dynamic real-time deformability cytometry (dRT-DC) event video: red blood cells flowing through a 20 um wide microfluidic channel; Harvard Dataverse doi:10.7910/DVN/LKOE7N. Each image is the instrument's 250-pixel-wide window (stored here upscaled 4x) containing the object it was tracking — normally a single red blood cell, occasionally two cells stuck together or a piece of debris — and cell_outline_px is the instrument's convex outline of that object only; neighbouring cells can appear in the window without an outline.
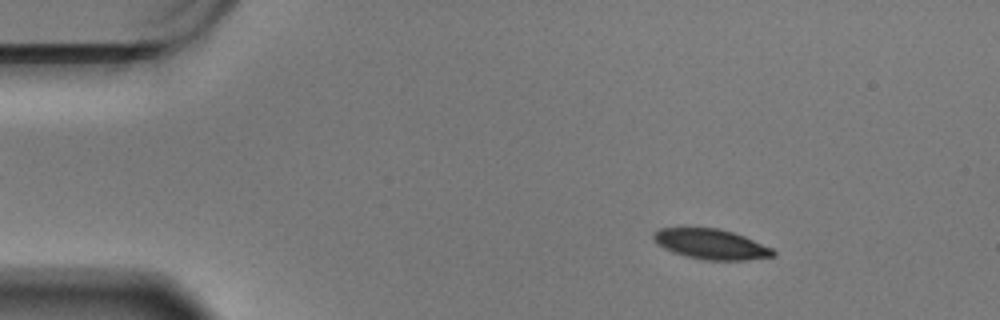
{"species": "Egyptian fruit bat (a non-hibernating species)", "species_latin": "Rousettus aegyptiacus", "temperature_condition": "warm", "stored_images_in_passage": 50, "camera_frame_rate_fps": 3000, "um_per_image_px": 0.085, "animal": {"sex": "male"}, "frame": {"image": 1, "passage_image": 8, "time_ms": 2.333, "image_size_px": [1000, 320], "cell_outline_px": [[776, 256], [744, 260], [704, 260], [672, 252], [656, 244], [652, 240], [652, 232], [660, 228], [716, 228], [732, 232], [744, 236], [772, 248], [776, 252]], "centroid_in_image_um": [60.41, 20.75], "position_along_channel_um": 24.6, "area_um2": 21.04}}
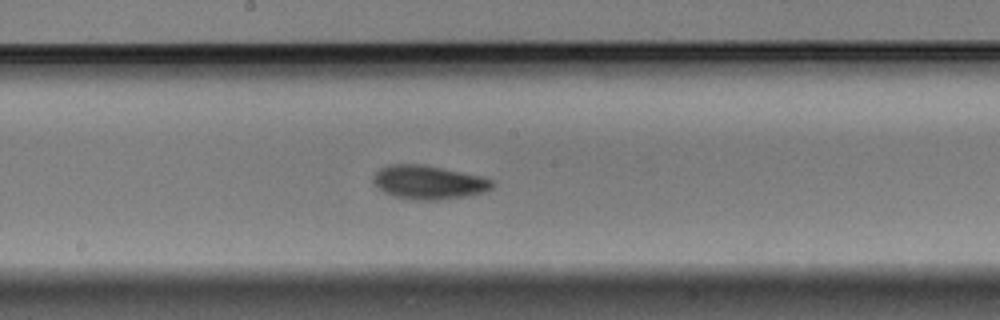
{"frame": {"image": 2, "passage_image": 31, "time_ms": 10.0, "image_size_px": [1000, 320], "cell_outline_px": [[496, 184], [492, 188], [484, 192], [468, 196], [436, 200], [416, 200], [396, 196], [384, 192], [376, 184], [372, 176], [380, 168], [388, 164], [424, 164], [484, 176], [492, 180]], "centroid_in_image_um": [36.49, 15.48], "position_along_channel_um": 211.7, "area_um2": 23.52}}
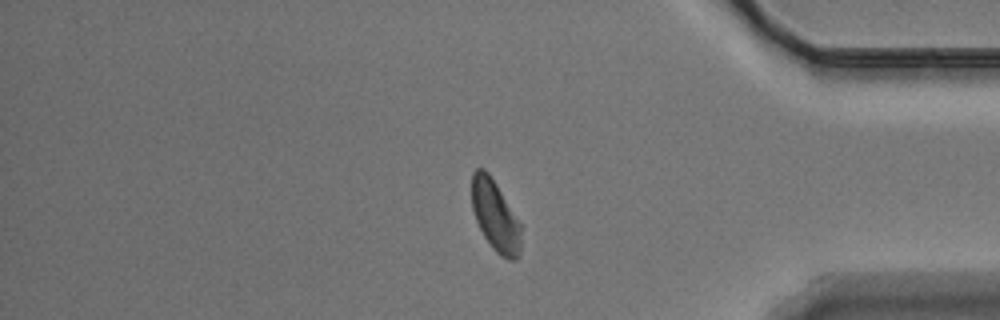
{"frame": {"image": 3, "passage_image": 49, "time_ms": 16.0, "image_size_px": [1000, 320], "cell_outline_px": [[520, 252], [516, 260], [508, 260], [500, 256], [492, 248], [484, 236], [476, 220], [472, 208], [472, 172], [476, 168], [484, 168], [488, 172], [496, 184], [520, 224]], "centroid_in_image_um": [42.08, 18.35], "position_along_channel_um": 393.1, "area_um2": 20.06}, "authors_computed_cell_mechanics": {"area_um2": 22.0218, "velocity_mm_per_s": 3.4102, "shape_relaxation_time_tau1_ms": 3.0499, "shape_relaxation_time_tau2_ms": 5.0682, "deformation_change_tau1": 0.117, "deformation_change_tau2": 0.0954}}